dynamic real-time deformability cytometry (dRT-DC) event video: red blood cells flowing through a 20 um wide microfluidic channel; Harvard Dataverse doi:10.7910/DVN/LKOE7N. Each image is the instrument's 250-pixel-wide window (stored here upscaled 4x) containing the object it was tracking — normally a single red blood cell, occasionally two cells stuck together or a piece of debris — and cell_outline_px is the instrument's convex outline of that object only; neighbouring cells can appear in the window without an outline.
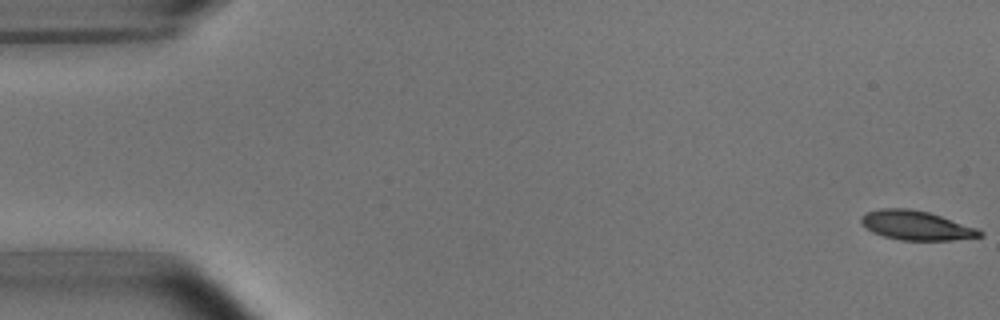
{"species": "common noctule bat (a hibernating species)", "species_latin": "Nyctalus noctula", "temperature_condition": "room temperature", "stored_images_in_passage": 5, "camera_frame_rate_fps": 3000, "um_per_image_px": 0.085, "animal": {"sex": "male", "body_mass_g": 15.6}, "frame": {"image": 1, "passage_image": 1, "time_ms": 0.0, "image_size_px": [1000, 320], "cell_outline_px": [[984, 236], [952, 240], [900, 240], [884, 236], [872, 232], [860, 220], [860, 216], [868, 212], [880, 208], [908, 208], [928, 212], [976, 228], [984, 232]], "centroid_in_image_um": [77.88, 19.16], "position_along_channel_um": 7.1, "area_um2": 20.0}}
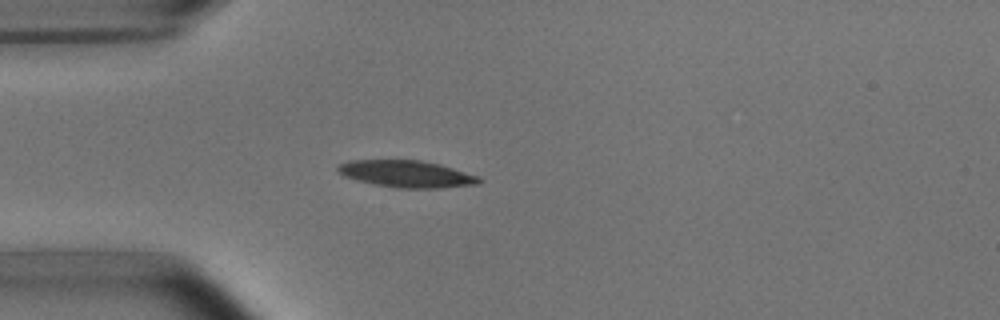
{"frame": {"image": 2, "passage_image": 5, "time_ms": 4.667, "image_size_px": [1000, 320], "cell_outline_px": [[484, 180], [480, 184], [440, 188], [396, 188], [372, 184], [356, 180], [344, 176], [336, 172], [336, 168], [340, 164], [348, 160], [420, 160], [440, 164], [480, 176]], "centroid_in_image_um": [34.57, 14.79], "position_along_channel_um": 50.4, "area_um2": 22.48}}